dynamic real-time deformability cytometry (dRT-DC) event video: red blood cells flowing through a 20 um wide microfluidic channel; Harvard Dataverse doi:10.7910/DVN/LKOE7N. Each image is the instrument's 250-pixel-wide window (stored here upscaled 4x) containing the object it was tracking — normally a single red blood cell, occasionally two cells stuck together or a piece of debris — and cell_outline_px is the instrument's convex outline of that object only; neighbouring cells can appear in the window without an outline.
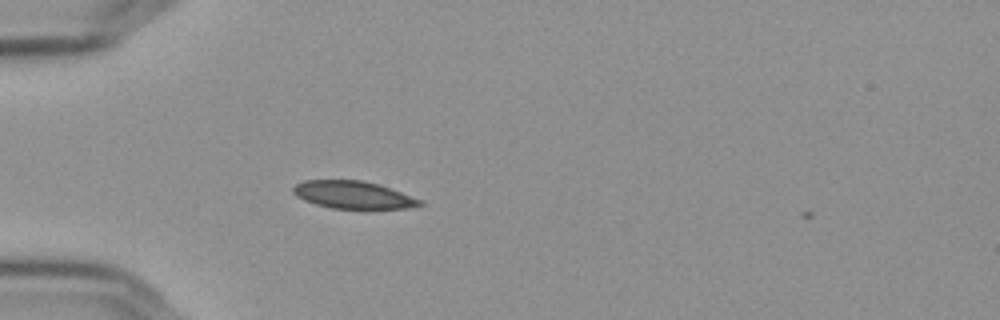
{"species": "Egyptian fruit bat (a non-hibernating species)", "species_latin": "Rousettus aegyptiacus", "temperature_condition": "cold", "stored_images_in_passage": 2, "camera_frame_rate_fps": 3000, "um_per_image_px": 0.085, "frame": {"image": 1, "passage_image": 1, "time_ms": 0.0, "image_size_px": [1000, 320], "cell_outline_px": [[424, 204], [404, 208], [332, 208], [316, 204], [304, 200], [296, 196], [292, 192], [292, 188], [296, 184], [304, 180], [364, 180], [424, 200]], "centroid_in_image_um": [29.98, 16.55], "position_along_channel_um": 55.0, "area_um2": 20.06}}